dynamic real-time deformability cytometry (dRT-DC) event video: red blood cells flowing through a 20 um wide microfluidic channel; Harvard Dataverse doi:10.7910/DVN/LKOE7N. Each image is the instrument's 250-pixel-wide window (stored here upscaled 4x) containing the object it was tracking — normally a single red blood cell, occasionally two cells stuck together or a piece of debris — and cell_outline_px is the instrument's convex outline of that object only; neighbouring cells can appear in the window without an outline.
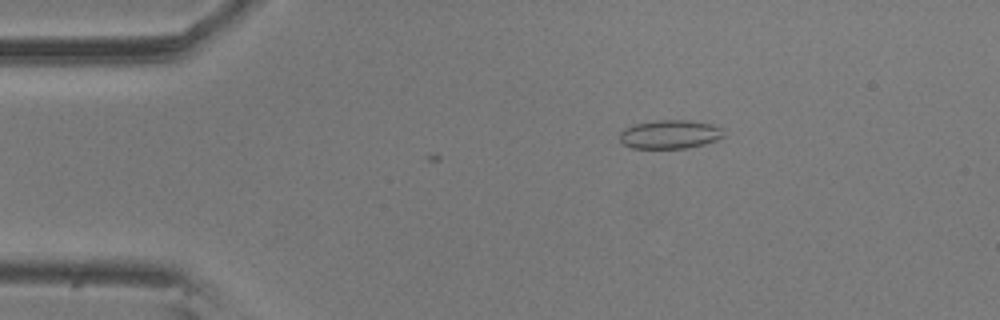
{"species": "common noctule bat (a hibernating species)", "species_latin": "Nyctalus noctula", "temperature_condition": "room temperature", "stored_images_in_passage": 6, "camera_frame_rate_fps": 3000, "um_per_image_px": 0.085, "animal": {"sex": "male", "body_mass_g": 20.5, "forearm_length_mm": 52.5}, "frame": {"image": 1, "passage_image": 6, "time_ms": 1.667, "image_size_px": [1000, 320], "cell_outline_px": [[724, 136], [716, 140], [704, 144], [688, 148], [632, 148], [624, 144], [620, 140], [620, 132], [624, 128], [632, 124], [656, 120], [688, 120], [712, 124], [724, 128]], "centroid_in_image_um": [56.95, 11.41], "position_along_channel_um": 28.0, "area_um2": 17.57}}